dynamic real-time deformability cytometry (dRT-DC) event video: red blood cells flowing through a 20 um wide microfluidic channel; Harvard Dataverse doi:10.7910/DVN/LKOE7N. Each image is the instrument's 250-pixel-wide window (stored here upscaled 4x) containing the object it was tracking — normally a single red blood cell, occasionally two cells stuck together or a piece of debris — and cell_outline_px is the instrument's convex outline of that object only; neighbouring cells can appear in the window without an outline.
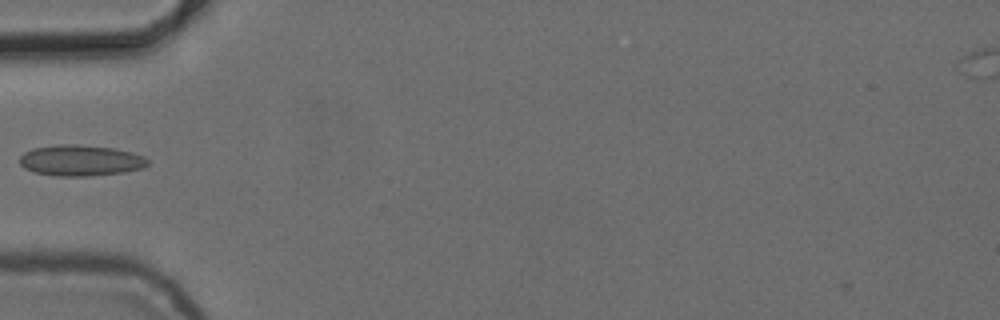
{"species": "common noctule bat (a hibernating species)", "species_latin": "Nyctalus noctula", "temperature_condition": "cold", "stored_images_in_passage": 2, "camera_frame_rate_fps": 3000, "um_per_image_px": 0.085, "animal": {"sex": "female", "body_mass_g": 24.6, "forearm_length_mm": 56.2}, "frame": {"image": 1, "passage_image": 1, "time_ms": 0.0, "image_size_px": [1000, 320], "cell_outline_px": [[148, 164], [144, 168], [124, 172], [88, 176], [56, 176], [36, 172], [24, 168], [20, 164], [20, 156], [24, 152], [32, 148], [56, 144], [76, 144], [112, 148], [132, 152], [144, 156], [148, 160]], "centroid_in_image_um": [6.85, 13.63], "position_along_channel_um": 78.2, "area_um2": 23.18}}
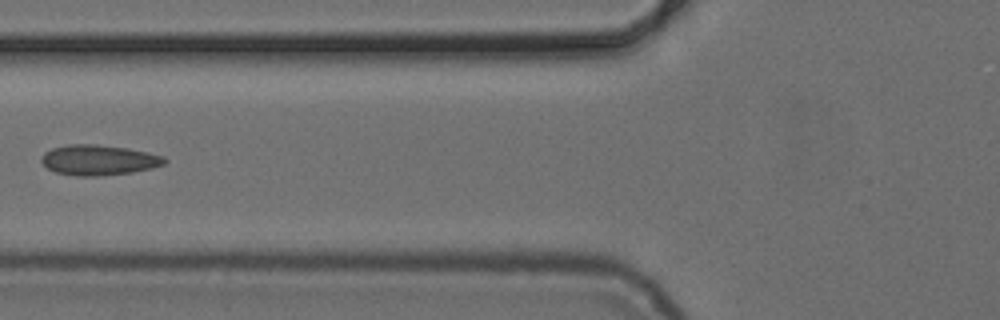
{"frame": {"image": 2, "passage_image": 2, "time_ms": 1.0, "image_size_px": [1000, 320], "cell_outline_px": [[168, 160], [164, 164], [152, 168], [132, 172], [100, 176], [76, 176], [56, 172], [48, 168], [40, 160], [44, 152], [52, 148], [68, 144], [96, 144], [128, 148], [148, 152], [164, 156]], "centroid_in_image_um": [8.4, 13.6], "position_along_channel_um": 117.4, "area_um2": 21.85}}